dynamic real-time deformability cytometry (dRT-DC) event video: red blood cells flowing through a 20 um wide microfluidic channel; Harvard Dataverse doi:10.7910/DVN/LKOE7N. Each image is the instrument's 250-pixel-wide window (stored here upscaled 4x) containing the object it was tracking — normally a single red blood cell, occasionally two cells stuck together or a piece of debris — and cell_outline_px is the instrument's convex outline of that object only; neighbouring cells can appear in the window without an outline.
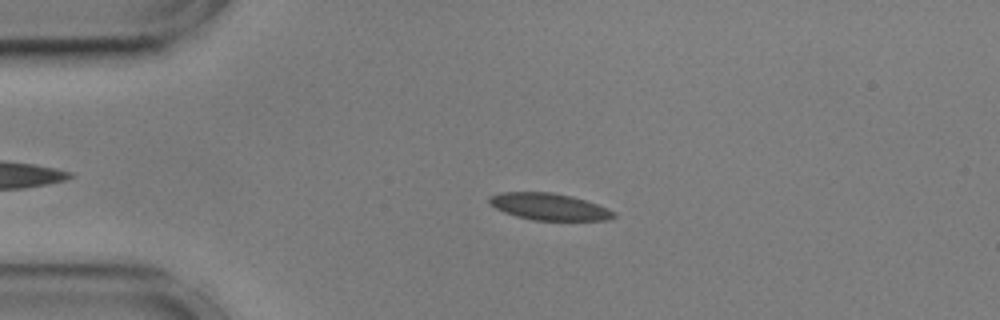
{"species": "common noctule bat (a hibernating species)", "species_latin": "Nyctalus noctula", "temperature_condition": "cold", "stored_images_in_passage": 54, "camera_frame_rate_fps": 3000, "um_per_image_px": 0.085, "animal": {"sex": "male", "body_mass_g": 17.9, "forearm_length_mm": 54.2}, "frame": {"image": 1, "passage_image": 11, "time_ms": 3.333, "image_size_px": [1000, 320], "cell_outline_px": [[616, 216], [608, 220], [532, 220], [516, 216], [504, 212], [488, 204], [488, 196], [504, 192], [548, 192], [572, 196], [596, 204], [616, 212]], "centroid_in_image_um": [46.64, 17.57], "position_along_channel_um": 38.4, "area_um2": 19.36}}
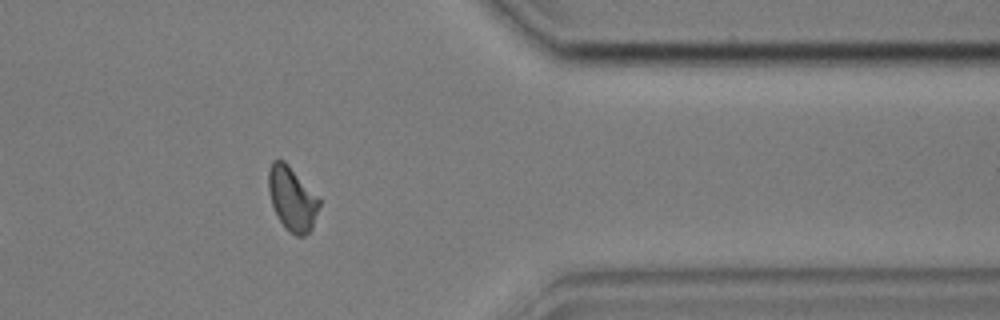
{"frame": {"image": 2, "passage_image": 44, "time_ms": 14.333, "image_size_px": [1000, 320], "cell_outline_px": [[320, 204], [312, 228], [304, 236], [296, 236], [288, 232], [284, 228], [272, 204], [268, 192], [268, 172], [272, 160], [284, 160], [288, 164], [320, 200]], "centroid_in_image_um": [24.81, 16.9], "position_along_channel_um": 386.6, "area_um2": 18.73}}
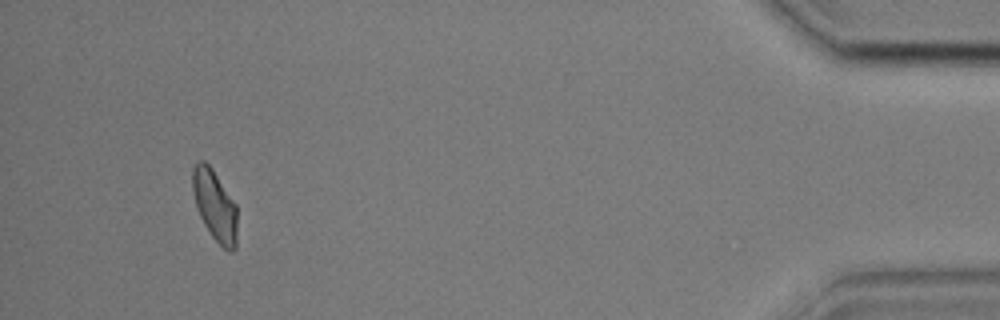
{"frame": {"image": 3, "passage_image": 51, "time_ms": 16.667, "image_size_px": [1000, 320], "cell_outline_px": [[236, 248], [232, 252], [228, 252], [212, 236], [204, 224], [196, 208], [192, 192], [192, 168], [200, 160], [204, 160], [212, 168], [236, 204]], "centroid_in_image_um": [18.24, 17.45], "position_along_channel_um": 417.0, "area_um2": 18.44}, "authors_computed_cell_mechanics": {"area_um2": 19.363, "velocity_mm_per_s": 3.5774, "shape_relaxation_time_tau1_ms": 5.658, "shape_relaxation_time_tau2_ms": 2.6177, "deformation_change_tau1": 0.104, "deformation_change_tau2": 0.0528}}